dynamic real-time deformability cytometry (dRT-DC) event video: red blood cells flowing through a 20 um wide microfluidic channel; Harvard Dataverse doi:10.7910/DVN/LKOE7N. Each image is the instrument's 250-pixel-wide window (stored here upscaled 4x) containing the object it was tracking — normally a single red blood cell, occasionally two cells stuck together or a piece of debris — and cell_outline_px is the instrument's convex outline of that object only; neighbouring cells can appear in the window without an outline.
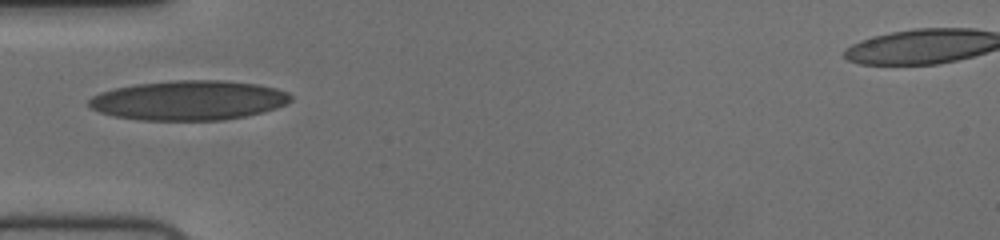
{"species": "human", "species_latin": "Homo sapiens", "temperature_condition": "cold", "stored_images_in_passage": 34, "camera_frame_rate_fps": 3000, "um_per_image_px": 0.085, "donor": {"sex": "female"}, "frame": {"image": 1, "passage_image": 1, "time_ms": 0.0, "image_size_px": [1000, 240], "cell_outline_px": [[292, 100], [276, 108], [264, 112], [244, 116], [220, 120], [140, 120], [112, 116], [100, 112], [92, 108], [88, 104], [88, 100], [92, 96], [100, 92], [116, 88], [136, 84], [168, 80], [228, 80], [256, 84], [276, 88], [288, 92], [292, 96]], "centroid_in_image_um": [16.04, 8.52], "position_along_channel_um": 69.0, "area_um2": 46.76}}
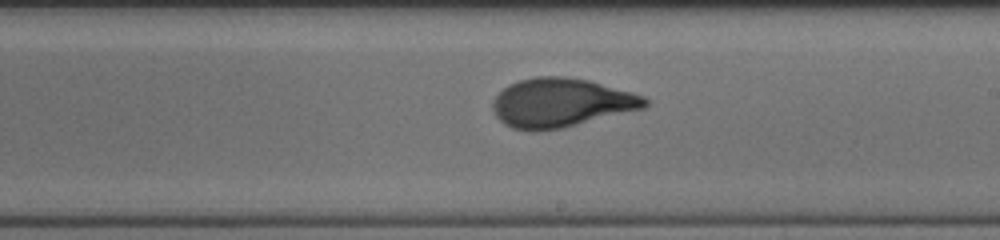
{"frame": {"image": 2, "passage_image": 15, "time_ms": 4.667, "image_size_px": [1000, 240], "cell_outline_px": [[648, 104], [644, 108], [560, 128], [536, 132], [528, 132], [512, 128], [504, 124], [496, 116], [492, 108], [492, 104], [496, 96], [508, 84], [520, 80], [536, 76], [564, 76], [588, 80], [632, 92], [644, 96], [648, 100]], "centroid_in_image_um": [47.66, 8.74], "position_along_channel_um": 241.3, "area_um2": 43.29}}
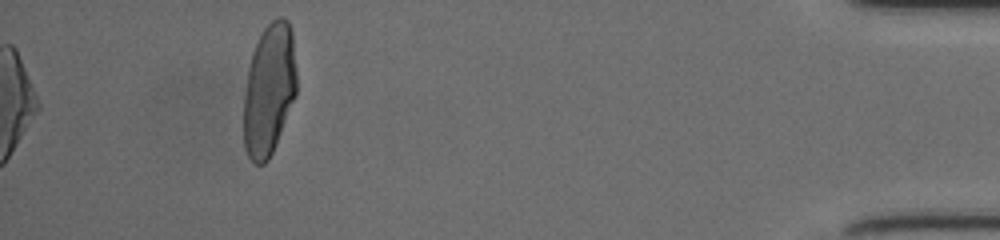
{"frame": {"image": 3, "passage_image": 34, "time_ms": 11.0, "image_size_px": [1000, 240], "cell_outline_px": [[296, 96], [272, 152], [268, 160], [264, 164], [256, 164], [248, 156], [244, 148], [244, 96], [248, 68], [252, 52], [264, 28], [276, 16], [284, 16], [288, 20], [292, 32], [296, 68]], "centroid_in_image_um": [22.88, 7.59], "position_along_channel_um": 412.3, "area_um2": 40.69}, "authors_computed_cell_mechanics": {"area_um2": 42.3963, "velocity_mm_per_s": 3.7056, "shape_relaxation_time_tau1_ms": 4.6298, "shape_relaxation_time_tau2_ms": 0.8634, "deformation_change_tau1": 0.2273, "deformation_change_tau2": 0.0702}}